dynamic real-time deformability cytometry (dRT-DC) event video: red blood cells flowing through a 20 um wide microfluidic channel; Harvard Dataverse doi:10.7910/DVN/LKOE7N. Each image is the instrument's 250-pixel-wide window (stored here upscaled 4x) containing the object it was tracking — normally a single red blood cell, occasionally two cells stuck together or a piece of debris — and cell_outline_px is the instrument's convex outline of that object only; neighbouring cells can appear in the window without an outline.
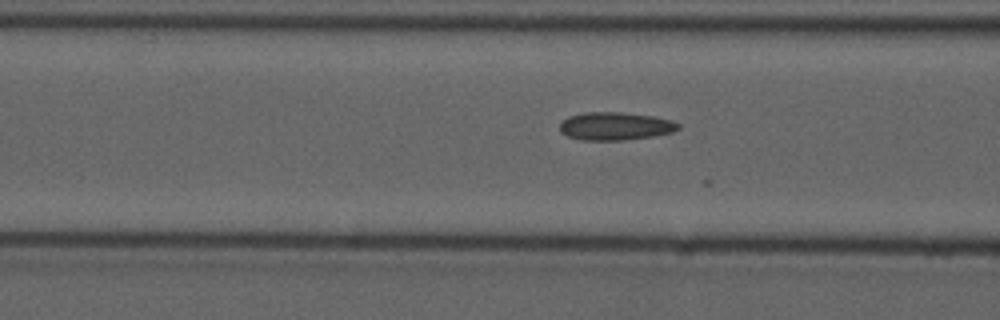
{"species": "common noctule bat (a hibernating species)", "species_latin": "Nyctalus noctula", "temperature_condition": "cold", "stored_images_in_passage": 11, "camera_frame_rate_fps": 3000, "um_per_image_px": 0.085, "animal": {"sex": "male", "forearm_length_mm": 52.5}, "frame": {"image": 1, "passage_image": 4, "time_ms": 1.0, "image_size_px": [1000, 320], "cell_outline_px": [[680, 128], [672, 132], [652, 136], [620, 140], [580, 140], [568, 136], [560, 132], [560, 124], [568, 116], [584, 112], [620, 112], [652, 116], [672, 120], [680, 124]], "centroid_in_image_um": [52.28, 10.72], "position_along_channel_um": 114.3, "area_um2": 19.25}}
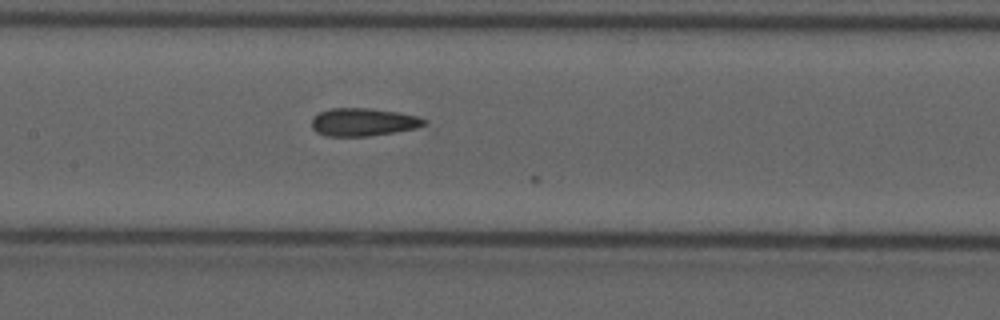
{"frame": {"image": 2, "passage_image": 9, "time_ms": 2.667, "image_size_px": [1000, 320], "cell_outline_px": [[428, 124], [416, 128], [368, 136], [328, 136], [316, 132], [312, 128], [312, 120], [320, 112], [332, 108], [368, 108], [396, 112], [416, 116], [428, 120]], "centroid_in_image_um": [30.89, 10.38], "position_along_channel_um": 176.5, "area_um2": 18.09}}